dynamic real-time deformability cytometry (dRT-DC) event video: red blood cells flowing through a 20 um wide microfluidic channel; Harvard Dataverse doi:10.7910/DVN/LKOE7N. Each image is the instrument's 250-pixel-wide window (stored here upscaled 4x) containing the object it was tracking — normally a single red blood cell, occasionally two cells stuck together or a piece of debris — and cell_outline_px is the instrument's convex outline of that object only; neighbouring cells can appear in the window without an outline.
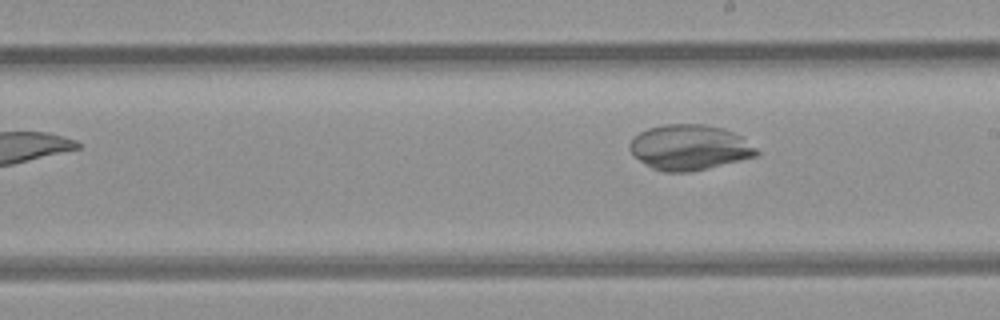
{"species": "common noctule bat (a hibernating species)", "species_latin": "Nyctalus noctula", "temperature_condition": "room temperature", "stored_images_in_passage": 9, "segment_of_instrument_passage": [2, 2], "camera_frame_rate_fps": 3000, "um_per_image_px": 0.085, "animal": {"sex": "female", "body_mass_g": 21.9}, "frame": {"image": 1, "passage_image": 9, "time_ms": 2.667, "image_size_px": [1000, 320], "cell_outline_px": [[760, 152], [756, 156], [692, 172], [664, 172], [652, 168], [640, 160], [628, 148], [632, 140], [640, 132], [648, 128], [664, 124], [704, 124], [724, 128], [740, 136], [756, 148]], "centroid_in_image_um": [58.61, 12.53], "position_along_channel_um": 230.4, "area_um2": 33.23}}